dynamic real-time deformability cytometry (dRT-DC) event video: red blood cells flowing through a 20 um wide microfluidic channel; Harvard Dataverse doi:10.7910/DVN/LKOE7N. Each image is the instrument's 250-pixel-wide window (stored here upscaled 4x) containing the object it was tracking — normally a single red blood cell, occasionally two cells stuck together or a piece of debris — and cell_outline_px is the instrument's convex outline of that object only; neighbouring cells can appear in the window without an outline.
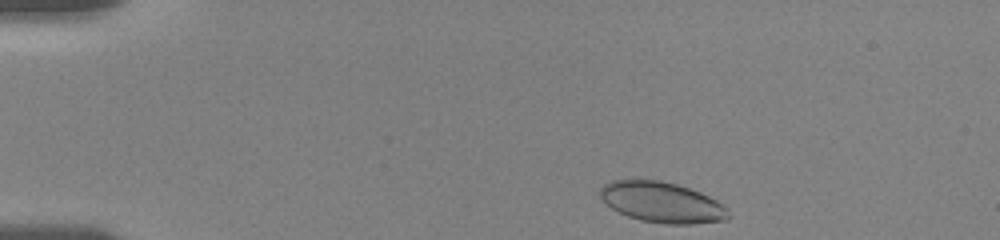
{"species": "human", "species_latin": "Homo sapiens", "temperature_condition": "room temperature", "stored_images_in_passage": 40, "camera_frame_rate_fps": 3000, "um_per_image_px": 0.085, "donor": {"sex": "female"}, "frame": {"image": 1, "passage_image": 1, "time_ms": 0.0, "image_size_px": [1000, 240], "cell_outline_px": [[732, 216], [728, 220], [692, 224], [668, 224], [640, 220], [628, 216], [612, 208], [600, 196], [600, 188], [604, 184], [612, 180], [660, 180], [676, 184], [700, 192], [716, 200], [728, 208]], "centroid_in_image_um": [56.32, 17.2], "position_along_channel_um": 28.7, "area_um2": 30.29}}
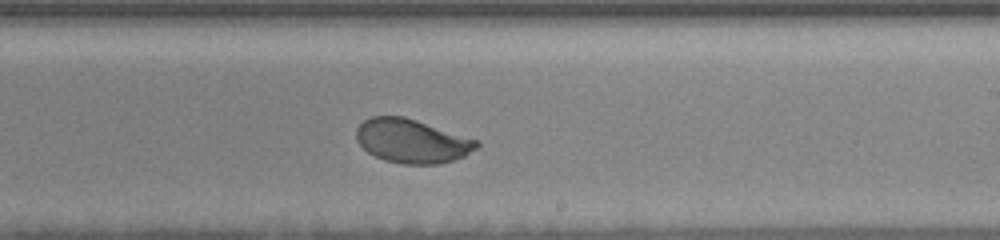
{"frame": {"image": 2, "passage_image": 26, "time_ms": 8.333, "image_size_px": [1000, 240], "cell_outline_px": [[480, 144], [476, 148], [464, 156], [452, 160], [436, 164], [400, 164], [384, 160], [368, 152], [356, 140], [356, 128], [364, 120], [372, 116], [404, 116], [480, 140]], "centroid_in_image_um": [35.01, 11.98], "position_along_channel_um": 254.0, "area_um2": 30.81}}
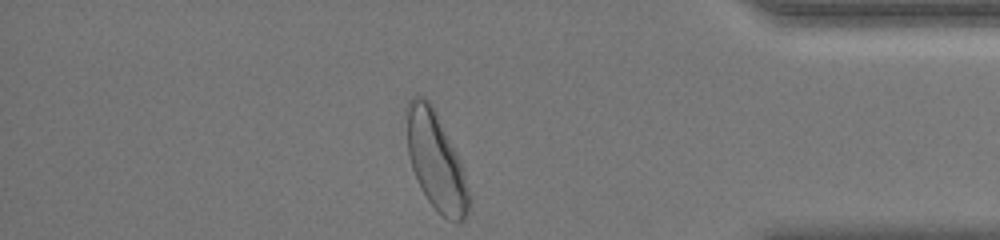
{"frame": {"image": 3, "passage_image": 40, "time_ms": 13.0, "image_size_px": [1000, 240], "cell_outline_px": [[472, 200], [468, 212], [464, 220], [448, 220], [428, 200], [420, 188], [412, 168], [408, 152], [404, 108], [408, 100], [412, 96], [424, 96], [432, 104], [464, 168]], "centroid_in_image_um": [37.04, 13.65], "position_along_channel_um": 398.2, "area_um2": 35.84}, "authors_computed_cell_mechanics": {"area_um2": 31.3276, "velocity_mm_per_s": 3.5972, "shape_relaxation_time_tau1_ms": 2.1777, "shape_relaxation_time_tau2_ms": null, "deformation_change_tau1": 0.1241, "deformation_change_tau2": null}}